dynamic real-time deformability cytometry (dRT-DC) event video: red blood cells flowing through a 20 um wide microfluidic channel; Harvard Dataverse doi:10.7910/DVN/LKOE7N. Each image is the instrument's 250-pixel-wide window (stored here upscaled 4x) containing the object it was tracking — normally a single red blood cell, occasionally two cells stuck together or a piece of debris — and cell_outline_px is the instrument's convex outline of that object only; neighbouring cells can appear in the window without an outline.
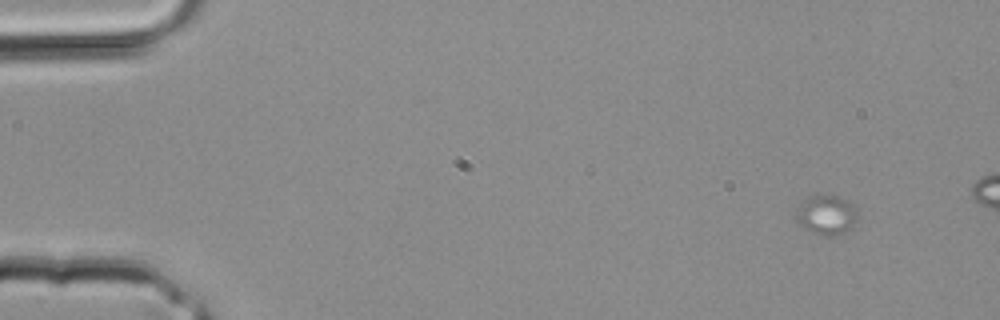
{"species": "common noctule bat (a hibernating species)", "species_latin": "Nyctalus noctula", "temperature_condition": "room temperature", "stored_images_in_passage": 3, "camera_frame_rate_fps": 3000, "um_per_image_px": 0.085, "animal": {"sex": "male", "body_mass_g": 20.4}, "frame": {"image": 1, "passage_image": 1, "time_ms": 0.0, "image_size_px": [1000, 320], "cell_outline_px": [[856, 220], [852, 228], [836, 236], [824, 236], [812, 232], [804, 228], [792, 216], [800, 200], [812, 196], [836, 196], [848, 200], [852, 204], [856, 212]], "centroid_in_image_um": [70.18, 18.28], "position_along_channel_um": 14.8, "area_um2": 14.39}}